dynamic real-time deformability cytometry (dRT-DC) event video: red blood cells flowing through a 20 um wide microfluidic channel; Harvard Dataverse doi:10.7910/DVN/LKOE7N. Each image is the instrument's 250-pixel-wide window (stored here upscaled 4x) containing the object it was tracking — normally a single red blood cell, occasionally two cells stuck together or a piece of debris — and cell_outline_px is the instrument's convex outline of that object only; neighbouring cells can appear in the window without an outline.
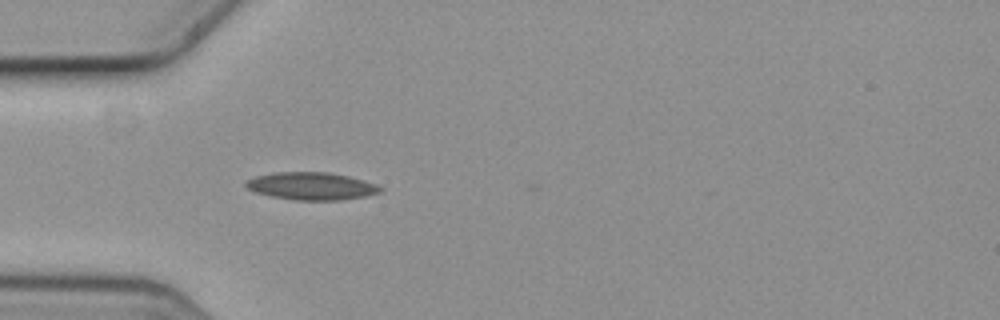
{"species": "common noctule bat (a hibernating species)", "species_latin": "Nyctalus noctula", "temperature_condition": "cold", "stored_images_in_passage": 5, "camera_frame_rate_fps": 3000, "um_per_image_px": 0.085, "animal": {"sex": "female", "body_mass_g": 19.3, "forearm_length_mm": 54.1}, "frame": {"image": 1, "passage_image": 5, "time_ms": 1.333, "image_size_px": [1000, 320], "cell_outline_px": [[384, 188], [380, 192], [364, 196], [340, 200], [296, 200], [272, 196], [256, 192], [248, 188], [244, 184], [244, 180], [256, 176], [272, 172], [328, 172], [348, 176], [364, 180], [376, 184]], "centroid_in_image_um": [26.46, 15.8], "position_along_channel_um": 58.5, "area_um2": 21.56}}